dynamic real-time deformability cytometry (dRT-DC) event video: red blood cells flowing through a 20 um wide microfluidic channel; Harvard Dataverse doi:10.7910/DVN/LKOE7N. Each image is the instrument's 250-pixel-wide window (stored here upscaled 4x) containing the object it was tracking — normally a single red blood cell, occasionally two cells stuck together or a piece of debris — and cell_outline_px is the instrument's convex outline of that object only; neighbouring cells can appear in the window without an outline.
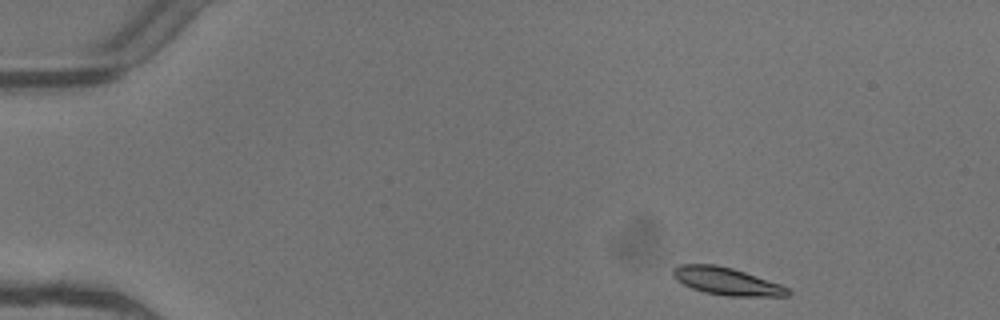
{"species": "common noctule bat (a hibernating species)", "species_latin": "Nyctalus noctula", "temperature_condition": "warm", "stored_images_in_passage": 6, "camera_frame_rate_fps": 3000, "um_per_image_px": 0.085, "animal": {"sex": "female"}, "frame": {"image": 1, "passage_image": 1, "time_ms": 0.0, "image_size_px": [1000, 320], "cell_outline_px": [[792, 292], [788, 296], [724, 296], [704, 292], [692, 288], [676, 280], [672, 276], [672, 268], [680, 264], [716, 264], [732, 268], [780, 284], [788, 288]], "centroid_in_image_um": [61.73, 23.9], "position_along_channel_um": 23.3, "area_um2": 18.44}}
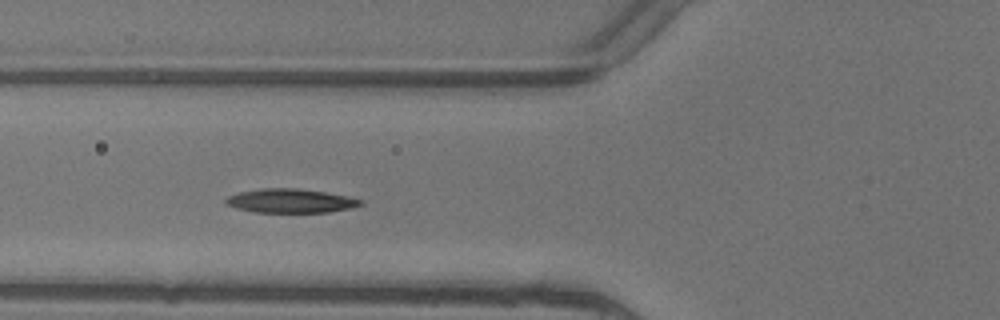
{"frame": {"image": 2, "passage_image": 4, "time_ms": 1.0, "image_size_px": [1000, 320], "cell_outline_px": [[364, 204], [348, 208], [328, 212], [252, 212], [236, 208], [228, 204], [224, 200], [228, 196], [240, 192], [260, 188], [296, 188], [324, 192], [364, 200]], "centroid_in_image_um": [24.67, 17.07], "position_along_channel_um": 101.1, "area_um2": 18.61}}
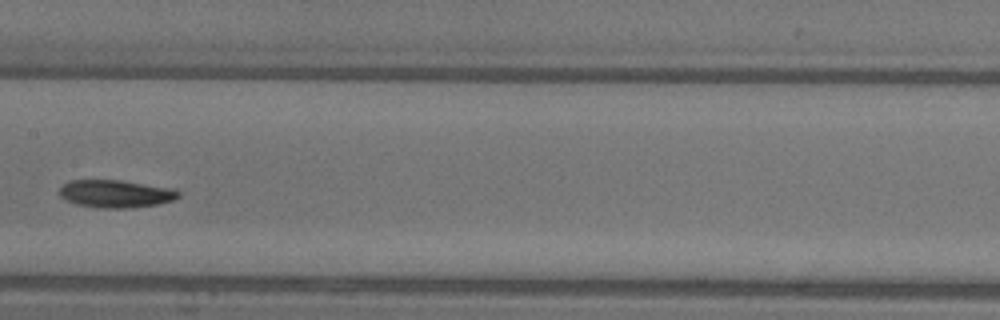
{"frame": {"image": 3, "passage_image": 6, "time_ms": 1.667, "image_size_px": [1000, 320], "cell_outline_px": [[180, 196], [172, 200], [160, 204], [128, 208], [100, 208], [76, 204], [64, 200], [60, 196], [60, 188], [68, 180], [124, 180], [172, 188], [180, 192]], "centroid_in_image_um": [9.83, 16.46], "position_along_channel_um": 197.6, "area_um2": 19.36}}